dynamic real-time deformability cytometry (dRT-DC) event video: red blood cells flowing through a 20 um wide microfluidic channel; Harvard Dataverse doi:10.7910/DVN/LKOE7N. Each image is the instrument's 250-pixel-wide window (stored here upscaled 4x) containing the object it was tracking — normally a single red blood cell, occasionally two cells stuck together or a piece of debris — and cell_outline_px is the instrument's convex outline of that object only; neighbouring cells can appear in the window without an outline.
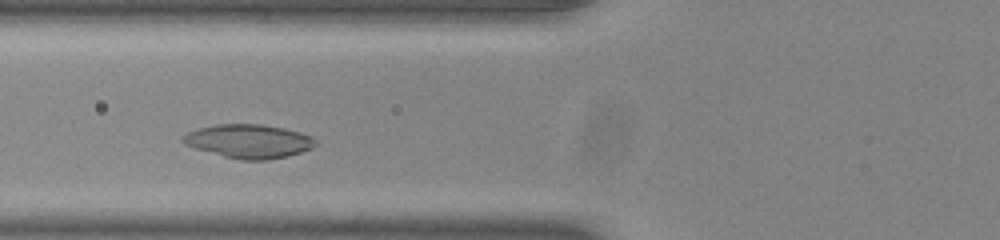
{"species": "common noctule bat (a hibernating species)", "species_latin": "Nyctalus noctula", "temperature_condition": "room temperature", "stored_images_in_passage": 37, "camera_frame_rate_fps": 3000, "um_per_image_px": 0.085, "animal": {"sex": "male", "body_mass_g": 20.0, "forearm_length_mm": 53.3}, "frame": {"image": 1, "passage_image": 5, "time_ms": 1.333, "image_size_px": [1000, 240], "cell_outline_px": [[316, 144], [312, 148], [288, 156], [264, 160], [240, 160], [224, 156], [196, 148], [184, 144], [180, 140], [188, 132], [200, 128], [216, 124], [260, 124], [284, 128], [300, 132], [312, 136], [316, 140]], "centroid_in_image_um": [21.17, 12.0], "position_along_channel_um": 104.6, "area_um2": 25.89}}
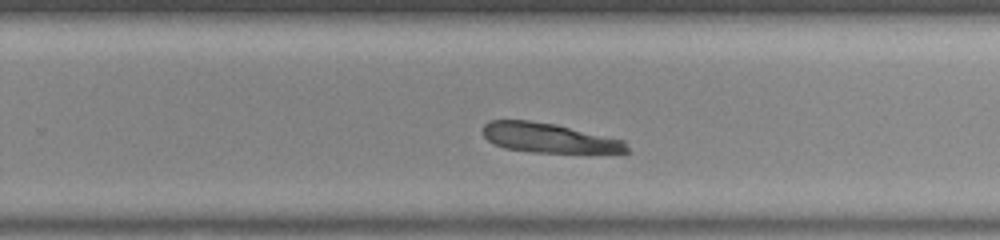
{"frame": {"image": 2, "passage_image": 19, "time_ms": 6.0, "image_size_px": [1000, 240], "cell_outline_px": [[632, 152], [532, 152], [504, 148], [488, 140], [484, 136], [484, 124], [488, 120], [528, 120], [556, 124], [624, 140]], "centroid_in_image_um": [46.66, 11.71], "position_along_channel_um": 283.1, "area_um2": 24.62}}
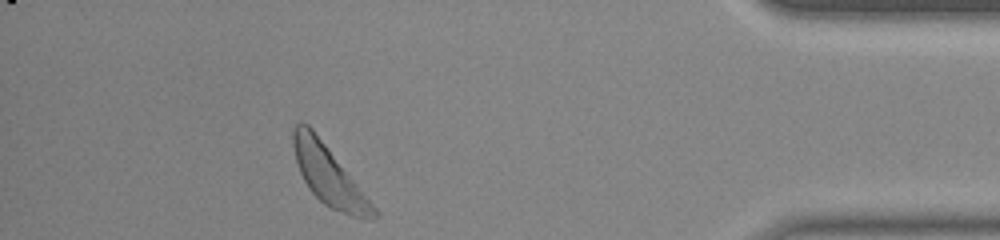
{"frame": {"image": 3, "passage_image": 32, "time_ms": 10.333, "image_size_px": [1000, 240], "cell_outline_px": [[380, 216], [376, 220], [372, 220], [352, 216], [332, 208], [324, 204], [308, 188], [300, 172], [296, 160], [292, 144], [292, 128], [300, 120], [308, 124], [312, 128], [380, 212]], "centroid_in_image_um": [27.96, 14.91], "position_along_channel_um": 407.2, "area_um2": 27.57}}